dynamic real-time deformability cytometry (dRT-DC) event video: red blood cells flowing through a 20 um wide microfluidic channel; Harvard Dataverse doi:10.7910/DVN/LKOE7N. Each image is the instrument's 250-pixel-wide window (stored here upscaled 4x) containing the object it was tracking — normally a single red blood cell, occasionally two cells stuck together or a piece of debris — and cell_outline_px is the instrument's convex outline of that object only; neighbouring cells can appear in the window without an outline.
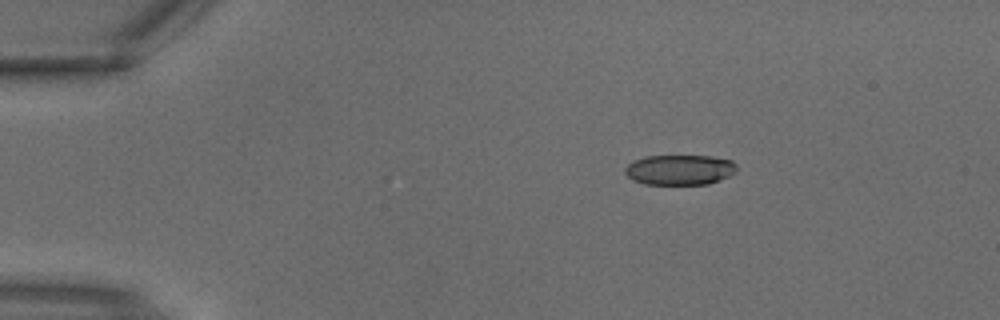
{"species": "common noctule bat (a hibernating species)", "species_latin": "Nyctalus noctula", "temperature_condition": "warm", "stored_images_in_passage": 2, "camera_frame_rate_fps": 3000, "um_per_image_px": 0.085, "animal": {"sex": "male", "body_mass_g": 18.8}, "frame": {"image": 1, "passage_image": 1, "time_ms": 0.0, "image_size_px": [1000, 320], "cell_outline_px": [[736, 172], [728, 176], [708, 184], [644, 184], [632, 180], [624, 172], [624, 168], [628, 164], [636, 160], [648, 156], [712, 156], [732, 160], [736, 164]], "centroid_in_image_um": [57.78, 14.43], "position_along_channel_um": 27.2, "area_um2": 19.59}}